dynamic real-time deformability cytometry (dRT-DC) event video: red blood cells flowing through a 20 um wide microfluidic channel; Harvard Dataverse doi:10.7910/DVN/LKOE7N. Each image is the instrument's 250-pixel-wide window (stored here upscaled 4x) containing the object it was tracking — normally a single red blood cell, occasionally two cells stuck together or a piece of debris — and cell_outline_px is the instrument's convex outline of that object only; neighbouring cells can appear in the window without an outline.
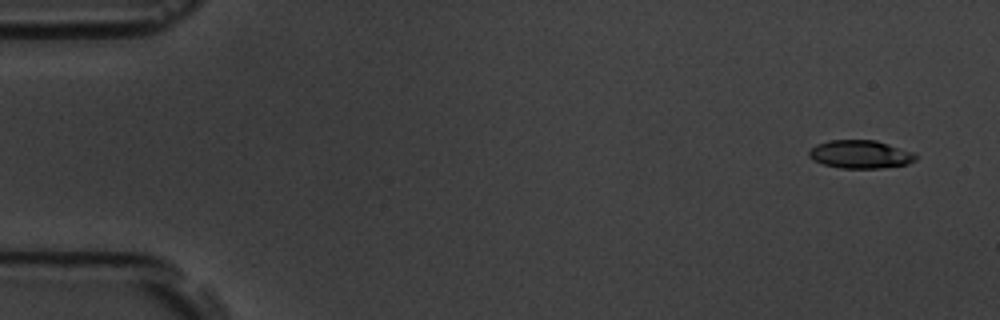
{"species": "common noctule bat (a hibernating species)", "species_latin": "Nyctalus noctula", "temperature_condition": "room temperature", "stored_images_in_passage": 4, "camera_frame_rate_fps": 3000, "um_per_image_px": 0.085, "animal": {"sex": "male", "body_mass_g": 19.5, "forearm_length_mm": 54.6}, "frame": {"image": 1, "passage_image": 1, "time_ms": 0.0, "image_size_px": [1000, 320], "cell_outline_px": [[916, 160], [908, 164], [880, 168], [840, 168], [824, 164], [812, 160], [808, 156], [808, 152], [816, 144], [828, 140], [876, 140], [912, 152], [916, 156]], "centroid_in_image_um": [73.09, 13.11], "position_along_channel_um": 11.9, "area_um2": 17.46}}